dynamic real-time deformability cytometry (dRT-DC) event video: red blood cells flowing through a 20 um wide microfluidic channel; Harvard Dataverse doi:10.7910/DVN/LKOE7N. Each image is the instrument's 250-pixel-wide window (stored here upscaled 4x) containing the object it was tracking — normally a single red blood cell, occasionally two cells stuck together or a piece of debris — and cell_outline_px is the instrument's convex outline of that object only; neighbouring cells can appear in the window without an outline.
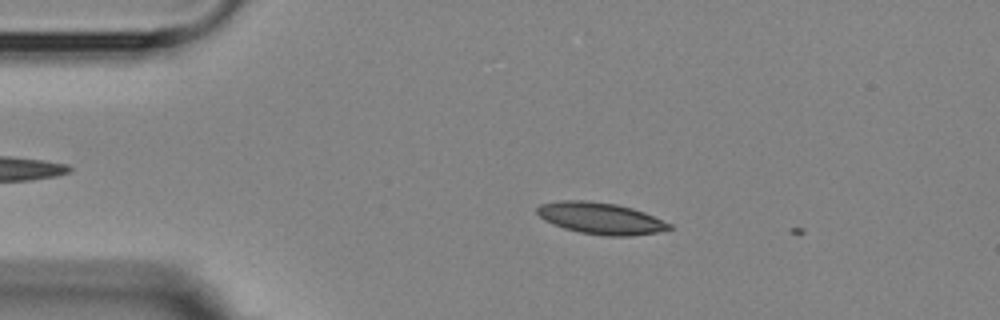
{"species": "Egyptian fruit bat (a non-hibernating species)", "species_latin": "Rousettus aegyptiacus", "temperature_condition": "room temperature", "stored_images_in_passage": 4, "camera_frame_rate_fps": 3000, "um_per_image_px": 0.085, "animal": {"sex": "female"}, "frame": {"image": 1, "passage_image": 2, "time_ms": 1.333, "image_size_px": [1000, 320], "cell_outline_px": [[672, 228], [656, 232], [628, 236], [608, 236], [580, 232], [564, 228], [544, 220], [536, 212], [536, 208], [540, 204], [560, 200], [588, 200], [616, 204], [632, 208], [644, 212], [672, 224]], "centroid_in_image_um": [51.03, 18.54], "position_along_channel_um": 34.0, "area_um2": 24.22}}